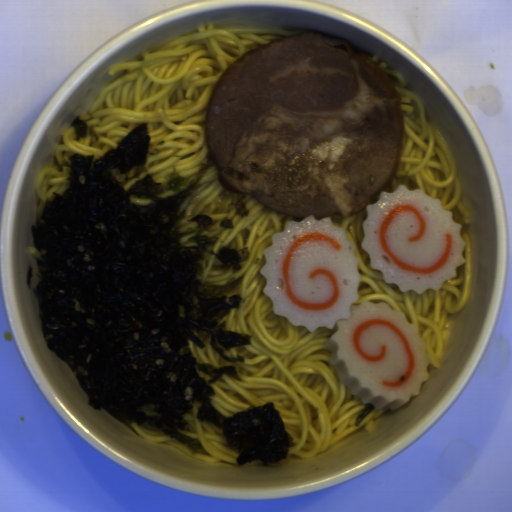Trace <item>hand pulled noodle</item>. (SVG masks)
<instances>
[{"mask_svg":"<svg viewBox=\"0 0 512 512\" xmlns=\"http://www.w3.org/2000/svg\"><path fill=\"white\" fill-rule=\"evenodd\" d=\"M241 196L223 186L219 169L212 163L201 178V186L183 198L177 212L185 211L180 223L182 232L197 227L195 221L188 219L202 214L211 216L210 226L202 235L218 237L210 248L212 252L217 253L225 245L235 250L250 249L249 259L239 262V271L223 267L211 255L202 273V280L209 286L244 275L235 288L215 296H242L240 307L230 309L219 324L225 321L223 329L252 337L249 344L230 349L223 348L215 338L216 347L228 357H244V362L226 361L211 347L209 334L192 330L205 343L200 347L188 339L197 363L218 368L234 366L242 379L235 380L224 373L211 383L215 393L210 396L211 404L224 417L248 406L273 403L286 432L293 436L286 455L303 459L317 456L361 426L368 433L378 430L377 421L390 409L363 403L360 395L353 394L342 382L338 368L331 365L333 350L327 342L338 331L337 323L335 328L319 327L313 332L304 326L294 327L288 317L274 313L272 299L263 292L265 249L273 245L274 234L284 231L287 222L304 219L273 210L247 194L243 202L249 215L242 218L237 215V208L230 206ZM225 216L232 219L233 229L220 227Z\"/></svg>","mask_w":512,"mask_h":512,"instance_id":"14784b9a","label":"hand pulled noodle"},{"mask_svg":"<svg viewBox=\"0 0 512 512\" xmlns=\"http://www.w3.org/2000/svg\"><path fill=\"white\" fill-rule=\"evenodd\" d=\"M158 50L142 51L141 61L124 62L108 70L111 77L127 74L99 90L80 117L87 125L77 139L71 126L43 165L36 181V217L52 192L68 186V157L103 156L132 131L147 123V162L154 181H166L173 167L180 176L198 171L210 155L206 135L207 109L215 86L229 66L252 48L272 39L303 33L252 26L196 27Z\"/></svg>","mask_w":512,"mask_h":512,"instance_id":"772679e5","label":"hand pulled noodle"},{"mask_svg":"<svg viewBox=\"0 0 512 512\" xmlns=\"http://www.w3.org/2000/svg\"><path fill=\"white\" fill-rule=\"evenodd\" d=\"M367 219V209L347 218L331 222L344 229L347 239L353 243V253L357 259V272L360 283L357 287L358 299L352 303L359 306L364 301L385 303L394 311L403 312L406 320L417 328V335L423 338L428 364L441 367L444 343L448 337L446 317L463 308L468 301L472 268V248L469 234H460L465 240L461 256L465 259L456 267V276L445 280L439 289L428 288L423 293L414 289L401 292L395 283H387L381 270L373 269L368 253L362 248L364 239L363 222Z\"/></svg>","mask_w":512,"mask_h":512,"instance_id":"2289bc40","label":"hand pulled noodle"},{"mask_svg":"<svg viewBox=\"0 0 512 512\" xmlns=\"http://www.w3.org/2000/svg\"><path fill=\"white\" fill-rule=\"evenodd\" d=\"M387 74L400 97L404 146L396 173L385 192L393 193L403 185L407 191L423 190L440 206L451 212L456 224H472L461 201V185L454 157L440 130L430 122L423 101L413 90H405L406 81L396 70L371 58Z\"/></svg>","mask_w":512,"mask_h":512,"instance_id":"bd1af8b7","label":"hand pulled noodle"},{"mask_svg":"<svg viewBox=\"0 0 512 512\" xmlns=\"http://www.w3.org/2000/svg\"><path fill=\"white\" fill-rule=\"evenodd\" d=\"M199 402L192 403V413H184V420L188 423L190 430H183L182 433L199 441L201 446L209 455L196 453V455L183 444L169 439L164 434L152 432L138 424L132 423L133 428L142 440L156 444L189 458L208 463L217 467L237 469L239 466L222 464L218 461L236 462L239 455L237 450L232 449L226 439L223 429L216 428L212 423L199 421L197 418Z\"/></svg>","mask_w":512,"mask_h":512,"instance_id":"8796e031","label":"hand pulled noodle"},{"mask_svg":"<svg viewBox=\"0 0 512 512\" xmlns=\"http://www.w3.org/2000/svg\"><path fill=\"white\" fill-rule=\"evenodd\" d=\"M242 467H264L265 468V464L262 461L255 460L253 462H248V463L242 465Z\"/></svg>","mask_w":512,"mask_h":512,"instance_id":"2babfb4a","label":"hand pulled noodle"}]
</instances>
